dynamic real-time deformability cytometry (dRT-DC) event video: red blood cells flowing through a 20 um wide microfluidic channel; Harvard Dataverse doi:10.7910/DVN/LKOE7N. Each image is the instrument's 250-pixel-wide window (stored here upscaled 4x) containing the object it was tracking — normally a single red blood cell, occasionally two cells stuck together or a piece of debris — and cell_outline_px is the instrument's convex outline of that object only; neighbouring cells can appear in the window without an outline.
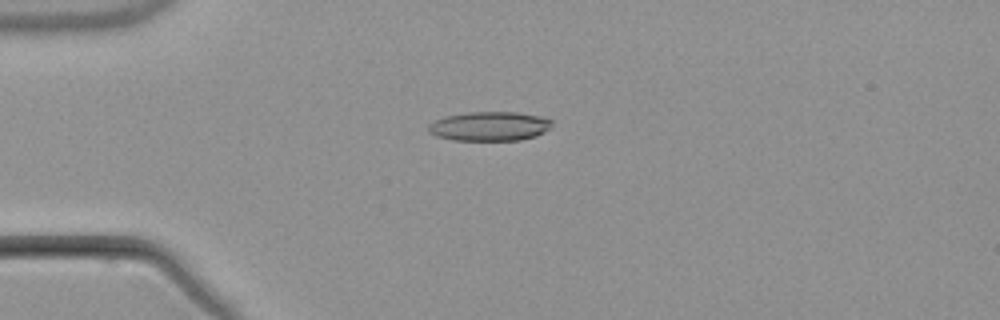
{"species": "common noctule bat (a hibernating species)", "species_latin": "Nyctalus noctula", "temperature_condition": "warm", "stored_images_in_passage": 5, "camera_frame_rate_fps": 3000, "um_per_image_px": 0.085, "animal": {"sex": "male", "body_mass_g": 21.5, "forearm_length_mm": 52.0}, "frame": {"image": 1, "passage_image": 5, "time_ms": 5.333, "image_size_px": [1000, 320], "cell_outline_px": [[552, 124], [544, 132], [536, 136], [520, 140], [452, 140], [436, 136], [428, 132], [428, 124], [444, 116], [468, 112], [516, 112], [540, 116], [552, 120]], "centroid_in_image_um": [41.59, 10.73], "position_along_channel_um": 43.4, "area_um2": 21.1}}